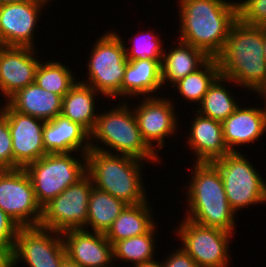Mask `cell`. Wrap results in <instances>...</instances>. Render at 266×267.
Here are the masks:
<instances>
[{
	"label": "cell",
	"mask_w": 266,
	"mask_h": 267,
	"mask_svg": "<svg viewBox=\"0 0 266 267\" xmlns=\"http://www.w3.org/2000/svg\"><path fill=\"white\" fill-rule=\"evenodd\" d=\"M181 41L217 58L238 20L237 3L227 0H178Z\"/></svg>",
	"instance_id": "cell-1"
},
{
	"label": "cell",
	"mask_w": 266,
	"mask_h": 267,
	"mask_svg": "<svg viewBox=\"0 0 266 267\" xmlns=\"http://www.w3.org/2000/svg\"><path fill=\"white\" fill-rule=\"evenodd\" d=\"M217 61L221 76L254 94L266 81L264 26L247 25L237 20Z\"/></svg>",
	"instance_id": "cell-2"
},
{
	"label": "cell",
	"mask_w": 266,
	"mask_h": 267,
	"mask_svg": "<svg viewBox=\"0 0 266 267\" xmlns=\"http://www.w3.org/2000/svg\"><path fill=\"white\" fill-rule=\"evenodd\" d=\"M193 164L192 179L186 187L188 210L184 218L234 233L236 213L228 203L219 170L211 162Z\"/></svg>",
	"instance_id": "cell-3"
},
{
	"label": "cell",
	"mask_w": 266,
	"mask_h": 267,
	"mask_svg": "<svg viewBox=\"0 0 266 267\" xmlns=\"http://www.w3.org/2000/svg\"><path fill=\"white\" fill-rule=\"evenodd\" d=\"M142 165L144 161L126 155L94 149L86 154V173L93 186L127 205L141 204L149 199L143 185Z\"/></svg>",
	"instance_id": "cell-4"
},
{
	"label": "cell",
	"mask_w": 266,
	"mask_h": 267,
	"mask_svg": "<svg viewBox=\"0 0 266 267\" xmlns=\"http://www.w3.org/2000/svg\"><path fill=\"white\" fill-rule=\"evenodd\" d=\"M126 102L127 99L123 103L120 101L119 105L113 107L112 110L98 113L96 125L90 133L91 149L126 155L148 163L149 161L150 163H160L161 158L143 140L134 111L130 109L132 106L128 107L130 103L126 104ZM96 140L105 147L107 146L106 148H112L113 152L103 149L102 146H99L100 144L96 143Z\"/></svg>",
	"instance_id": "cell-5"
},
{
	"label": "cell",
	"mask_w": 266,
	"mask_h": 267,
	"mask_svg": "<svg viewBox=\"0 0 266 267\" xmlns=\"http://www.w3.org/2000/svg\"><path fill=\"white\" fill-rule=\"evenodd\" d=\"M87 63L88 80L81 82L94 88L99 95L108 99L121 98L122 83L128 63L125 41L116 32H105L96 39ZM124 42V43H123ZM103 94V95H102Z\"/></svg>",
	"instance_id": "cell-6"
},
{
	"label": "cell",
	"mask_w": 266,
	"mask_h": 267,
	"mask_svg": "<svg viewBox=\"0 0 266 267\" xmlns=\"http://www.w3.org/2000/svg\"><path fill=\"white\" fill-rule=\"evenodd\" d=\"M71 154L47 153L24 168L41 207L86 174V154H81V160Z\"/></svg>",
	"instance_id": "cell-7"
},
{
	"label": "cell",
	"mask_w": 266,
	"mask_h": 267,
	"mask_svg": "<svg viewBox=\"0 0 266 267\" xmlns=\"http://www.w3.org/2000/svg\"><path fill=\"white\" fill-rule=\"evenodd\" d=\"M211 163L220 172L228 203L235 213L266 203V181L241 151L229 152Z\"/></svg>",
	"instance_id": "cell-8"
},
{
	"label": "cell",
	"mask_w": 266,
	"mask_h": 267,
	"mask_svg": "<svg viewBox=\"0 0 266 267\" xmlns=\"http://www.w3.org/2000/svg\"><path fill=\"white\" fill-rule=\"evenodd\" d=\"M92 188V180L86 173L42 207L39 226L57 232L83 229L86 226Z\"/></svg>",
	"instance_id": "cell-9"
},
{
	"label": "cell",
	"mask_w": 266,
	"mask_h": 267,
	"mask_svg": "<svg viewBox=\"0 0 266 267\" xmlns=\"http://www.w3.org/2000/svg\"><path fill=\"white\" fill-rule=\"evenodd\" d=\"M175 230L182 241L181 248L198 267H229L230 240L233 233L205 227L184 218Z\"/></svg>",
	"instance_id": "cell-10"
},
{
	"label": "cell",
	"mask_w": 266,
	"mask_h": 267,
	"mask_svg": "<svg viewBox=\"0 0 266 267\" xmlns=\"http://www.w3.org/2000/svg\"><path fill=\"white\" fill-rule=\"evenodd\" d=\"M66 258L61 232L41 226L20 227L9 267L23 261L29 267H61Z\"/></svg>",
	"instance_id": "cell-11"
},
{
	"label": "cell",
	"mask_w": 266,
	"mask_h": 267,
	"mask_svg": "<svg viewBox=\"0 0 266 267\" xmlns=\"http://www.w3.org/2000/svg\"><path fill=\"white\" fill-rule=\"evenodd\" d=\"M0 208L20 227L40 225L42 207L24 168L0 170Z\"/></svg>",
	"instance_id": "cell-12"
},
{
	"label": "cell",
	"mask_w": 266,
	"mask_h": 267,
	"mask_svg": "<svg viewBox=\"0 0 266 267\" xmlns=\"http://www.w3.org/2000/svg\"><path fill=\"white\" fill-rule=\"evenodd\" d=\"M142 100L136 108L132 107L138 127L143 140L160 156L158 150L163 149L166 137L177 133L179 124L175 112L178 111H175L172 98L168 99L165 96L162 98L157 95V97H142Z\"/></svg>",
	"instance_id": "cell-13"
},
{
	"label": "cell",
	"mask_w": 266,
	"mask_h": 267,
	"mask_svg": "<svg viewBox=\"0 0 266 267\" xmlns=\"http://www.w3.org/2000/svg\"><path fill=\"white\" fill-rule=\"evenodd\" d=\"M1 107L12 138L13 169L25 168L46 155L42 137L45 121L15 111L6 102Z\"/></svg>",
	"instance_id": "cell-14"
},
{
	"label": "cell",
	"mask_w": 266,
	"mask_h": 267,
	"mask_svg": "<svg viewBox=\"0 0 266 267\" xmlns=\"http://www.w3.org/2000/svg\"><path fill=\"white\" fill-rule=\"evenodd\" d=\"M51 1L28 0L0 5V43L8 47L35 48L33 36L36 24L41 10Z\"/></svg>",
	"instance_id": "cell-15"
},
{
	"label": "cell",
	"mask_w": 266,
	"mask_h": 267,
	"mask_svg": "<svg viewBox=\"0 0 266 267\" xmlns=\"http://www.w3.org/2000/svg\"><path fill=\"white\" fill-rule=\"evenodd\" d=\"M61 236L66 257L81 267L114 266L113 245L104 233L70 229L61 232Z\"/></svg>",
	"instance_id": "cell-16"
},
{
	"label": "cell",
	"mask_w": 266,
	"mask_h": 267,
	"mask_svg": "<svg viewBox=\"0 0 266 267\" xmlns=\"http://www.w3.org/2000/svg\"><path fill=\"white\" fill-rule=\"evenodd\" d=\"M35 48L8 47L0 49V91L5 100L19 89L34 83L40 59Z\"/></svg>",
	"instance_id": "cell-17"
},
{
	"label": "cell",
	"mask_w": 266,
	"mask_h": 267,
	"mask_svg": "<svg viewBox=\"0 0 266 267\" xmlns=\"http://www.w3.org/2000/svg\"><path fill=\"white\" fill-rule=\"evenodd\" d=\"M222 130L228 150L239 152L237 147L255 143L266 133V109L240 105L222 122Z\"/></svg>",
	"instance_id": "cell-18"
},
{
	"label": "cell",
	"mask_w": 266,
	"mask_h": 267,
	"mask_svg": "<svg viewBox=\"0 0 266 267\" xmlns=\"http://www.w3.org/2000/svg\"><path fill=\"white\" fill-rule=\"evenodd\" d=\"M43 146L46 153L87 154L91 149L90 133L79 123L63 115L45 121L43 128Z\"/></svg>",
	"instance_id": "cell-19"
},
{
	"label": "cell",
	"mask_w": 266,
	"mask_h": 267,
	"mask_svg": "<svg viewBox=\"0 0 266 267\" xmlns=\"http://www.w3.org/2000/svg\"><path fill=\"white\" fill-rule=\"evenodd\" d=\"M191 121L187 147L193 150L196 156L194 162H213L228 154L222 130V122L200 115Z\"/></svg>",
	"instance_id": "cell-20"
},
{
	"label": "cell",
	"mask_w": 266,
	"mask_h": 267,
	"mask_svg": "<svg viewBox=\"0 0 266 267\" xmlns=\"http://www.w3.org/2000/svg\"><path fill=\"white\" fill-rule=\"evenodd\" d=\"M63 97L44 90L35 82L19 89L6 103L22 114L49 121L62 112Z\"/></svg>",
	"instance_id": "cell-21"
},
{
	"label": "cell",
	"mask_w": 266,
	"mask_h": 267,
	"mask_svg": "<svg viewBox=\"0 0 266 267\" xmlns=\"http://www.w3.org/2000/svg\"><path fill=\"white\" fill-rule=\"evenodd\" d=\"M162 86L161 66L157 60L146 58L128 60L122 83V97L124 99L140 95L142 97L157 96L154 93H158L157 91Z\"/></svg>",
	"instance_id": "cell-22"
},
{
	"label": "cell",
	"mask_w": 266,
	"mask_h": 267,
	"mask_svg": "<svg viewBox=\"0 0 266 267\" xmlns=\"http://www.w3.org/2000/svg\"><path fill=\"white\" fill-rule=\"evenodd\" d=\"M178 41L176 48L172 45L168 54L164 51L165 54L162 55L160 64L162 85L167 86L171 83L172 86L188 74L197 71L210 59L202 50L181 40Z\"/></svg>",
	"instance_id": "cell-23"
},
{
	"label": "cell",
	"mask_w": 266,
	"mask_h": 267,
	"mask_svg": "<svg viewBox=\"0 0 266 267\" xmlns=\"http://www.w3.org/2000/svg\"><path fill=\"white\" fill-rule=\"evenodd\" d=\"M99 93L91 86L78 81L69 92L63 97L62 112L66 118L79 123L89 133L96 125V102L95 96Z\"/></svg>",
	"instance_id": "cell-24"
},
{
	"label": "cell",
	"mask_w": 266,
	"mask_h": 267,
	"mask_svg": "<svg viewBox=\"0 0 266 267\" xmlns=\"http://www.w3.org/2000/svg\"><path fill=\"white\" fill-rule=\"evenodd\" d=\"M149 204L145 201L124 208L105 233L112 245L116 241L148 233L156 225Z\"/></svg>",
	"instance_id": "cell-25"
},
{
	"label": "cell",
	"mask_w": 266,
	"mask_h": 267,
	"mask_svg": "<svg viewBox=\"0 0 266 267\" xmlns=\"http://www.w3.org/2000/svg\"><path fill=\"white\" fill-rule=\"evenodd\" d=\"M127 204L106 191L93 186L89 197L88 215L84 230L92 227V232L106 233L114 220L121 214Z\"/></svg>",
	"instance_id": "cell-26"
},
{
	"label": "cell",
	"mask_w": 266,
	"mask_h": 267,
	"mask_svg": "<svg viewBox=\"0 0 266 267\" xmlns=\"http://www.w3.org/2000/svg\"><path fill=\"white\" fill-rule=\"evenodd\" d=\"M227 81L230 83L231 80L219 75L210 85L196 112L220 122L233 114L239 103L225 86Z\"/></svg>",
	"instance_id": "cell-27"
},
{
	"label": "cell",
	"mask_w": 266,
	"mask_h": 267,
	"mask_svg": "<svg viewBox=\"0 0 266 267\" xmlns=\"http://www.w3.org/2000/svg\"><path fill=\"white\" fill-rule=\"evenodd\" d=\"M220 75L217 58H210L197 71L188 74L172 85L177 92L188 102H194L199 105L207 93L210 85Z\"/></svg>",
	"instance_id": "cell-28"
},
{
	"label": "cell",
	"mask_w": 266,
	"mask_h": 267,
	"mask_svg": "<svg viewBox=\"0 0 266 267\" xmlns=\"http://www.w3.org/2000/svg\"><path fill=\"white\" fill-rule=\"evenodd\" d=\"M155 228L157 224L148 233L116 241L113 244V260L119 259L134 266L154 260L156 255L154 251L157 248L155 247Z\"/></svg>",
	"instance_id": "cell-29"
},
{
	"label": "cell",
	"mask_w": 266,
	"mask_h": 267,
	"mask_svg": "<svg viewBox=\"0 0 266 267\" xmlns=\"http://www.w3.org/2000/svg\"><path fill=\"white\" fill-rule=\"evenodd\" d=\"M50 60L43 63L40 61L34 82L44 90L64 97L78 82L77 78L69 67L67 68L57 60Z\"/></svg>",
	"instance_id": "cell-30"
},
{
	"label": "cell",
	"mask_w": 266,
	"mask_h": 267,
	"mask_svg": "<svg viewBox=\"0 0 266 267\" xmlns=\"http://www.w3.org/2000/svg\"><path fill=\"white\" fill-rule=\"evenodd\" d=\"M131 43V47H126L128 45L125 44V53L128 60L146 58L157 60L161 64L164 48L161 42V38L158 37V35H155L150 30L148 32L142 31L139 36L136 35L134 36V38H132Z\"/></svg>",
	"instance_id": "cell-31"
},
{
	"label": "cell",
	"mask_w": 266,
	"mask_h": 267,
	"mask_svg": "<svg viewBox=\"0 0 266 267\" xmlns=\"http://www.w3.org/2000/svg\"><path fill=\"white\" fill-rule=\"evenodd\" d=\"M236 3L239 21L252 26H266V0H241Z\"/></svg>",
	"instance_id": "cell-32"
},
{
	"label": "cell",
	"mask_w": 266,
	"mask_h": 267,
	"mask_svg": "<svg viewBox=\"0 0 266 267\" xmlns=\"http://www.w3.org/2000/svg\"><path fill=\"white\" fill-rule=\"evenodd\" d=\"M20 226L0 208V251L10 258Z\"/></svg>",
	"instance_id": "cell-33"
},
{
	"label": "cell",
	"mask_w": 266,
	"mask_h": 267,
	"mask_svg": "<svg viewBox=\"0 0 266 267\" xmlns=\"http://www.w3.org/2000/svg\"><path fill=\"white\" fill-rule=\"evenodd\" d=\"M2 169H13V149L6 116L0 111V170Z\"/></svg>",
	"instance_id": "cell-34"
},
{
	"label": "cell",
	"mask_w": 266,
	"mask_h": 267,
	"mask_svg": "<svg viewBox=\"0 0 266 267\" xmlns=\"http://www.w3.org/2000/svg\"><path fill=\"white\" fill-rule=\"evenodd\" d=\"M163 267H198L192 257L181 247L166 256L165 262L162 260Z\"/></svg>",
	"instance_id": "cell-35"
},
{
	"label": "cell",
	"mask_w": 266,
	"mask_h": 267,
	"mask_svg": "<svg viewBox=\"0 0 266 267\" xmlns=\"http://www.w3.org/2000/svg\"><path fill=\"white\" fill-rule=\"evenodd\" d=\"M132 267H163V265H162V261L158 262L156 260H152V261L144 262L142 264H138Z\"/></svg>",
	"instance_id": "cell-36"
},
{
	"label": "cell",
	"mask_w": 266,
	"mask_h": 267,
	"mask_svg": "<svg viewBox=\"0 0 266 267\" xmlns=\"http://www.w3.org/2000/svg\"><path fill=\"white\" fill-rule=\"evenodd\" d=\"M255 93L262 96L266 104V81L257 89ZM265 109H266V105H265Z\"/></svg>",
	"instance_id": "cell-37"
},
{
	"label": "cell",
	"mask_w": 266,
	"mask_h": 267,
	"mask_svg": "<svg viewBox=\"0 0 266 267\" xmlns=\"http://www.w3.org/2000/svg\"><path fill=\"white\" fill-rule=\"evenodd\" d=\"M0 267H9V258L0 251Z\"/></svg>",
	"instance_id": "cell-38"
},
{
	"label": "cell",
	"mask_w": 266,
	"mask_h": 267,
	"mask_svg": "<svg viewBox=\"0 0 266 267\" xmlns=\"http://www.w3.org/2000/svg\"><path fill=\"white\" fill-rule=\"evenodd\" d=\"M61 267H81L80 265H78L77 263L71 261L70 259H68L67 257L64 259V261L62 262Z\"/></svg>",
	"instance_id": "cell-39"
},
{
	"label": "cell",
	"mask_w": 266,
	"mask_h": 267,
	"mask_svg": "<svg viewBox=\"0 0 266 267\" xmlns=\"http://www.w3.org/2000/svg\"><path fill=\"white\" fill-rule=\"evenodd\" d=\"M28 0H0V5L7 4V3H19V2H25Z\"/></svg>",
	"instance_id": "cell-40"
},
{
	"label": "cell",
	"mask_w": 266,
	"mask_h": 267,
	"mask_svg": "<svg viewBox=\"0 0 266 267\" xmlns=\"http://www.w3.org/2000/svg\"><path fill=\"white\" fill-rule=\"evenodd\" d=\"M264 57L266 60V26H264Z\"/></svg>",
	"instance_id": "cell-41"
}]
</instances>
